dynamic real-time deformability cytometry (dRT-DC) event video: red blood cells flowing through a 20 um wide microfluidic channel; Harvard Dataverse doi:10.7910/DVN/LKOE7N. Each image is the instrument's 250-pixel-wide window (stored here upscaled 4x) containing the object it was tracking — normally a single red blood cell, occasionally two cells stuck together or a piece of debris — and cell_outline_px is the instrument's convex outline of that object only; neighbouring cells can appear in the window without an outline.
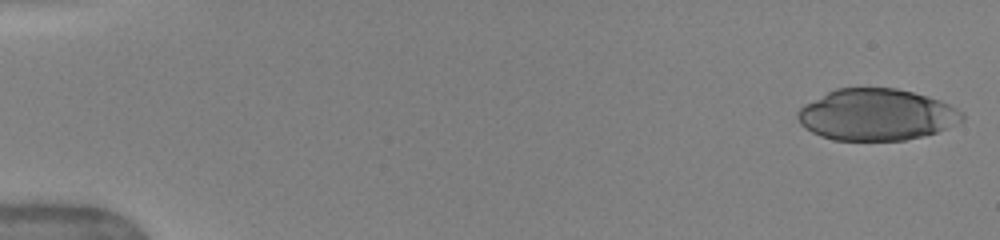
{"species": "human", "species_latin": "Homo sapiens", "temperature_condition": "warm", "stored_images_in_passage": 62, "camera_frame_rate_fps": 3000, "um_per_image_px": 0.085, "donor": {"sex": "female"}, "frame": {"image": 1, "passage_image": 1, "time_ms": 0.0, "image_size_px": [1000, 240], "cell_outline_px": [[964, 120], [948, 128], [936, 132], [904, 140], [832, 140], [820, 136], [804, 128], [800, 124], [796, 116], [796, 112], [804, 104], [836, 88], [896, 88], [928, 96], [940, 100], [964, 112]], "centroid_in_image_um": [74.49, 9.75], "position_along_channel_um": 10.5, "area_um2": 49.48}}
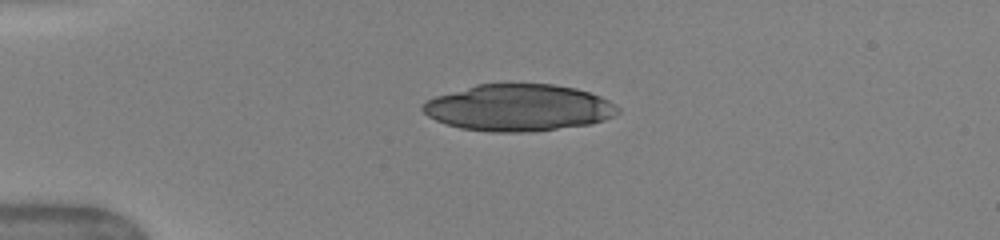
{"frame": {"image": 2, "passage_image": 9, "time_ms": 3.667, "image_size_px": [1000, 240], "cell_outline_px": [[620, 112], [604, 120], [588, 124], [524, 132], [492, 132], [460, 128], [436, 120], [428, 116], [420, 108], [420, 104], [436, 96], [476, 84], [552, 84], [576, 88], [600, 96], [608, 100], [620, 108]], "centroid_in_image_um": [44.06, 9.15], "position_along_channel_um": 40.9, "area_um2": 52.83}}
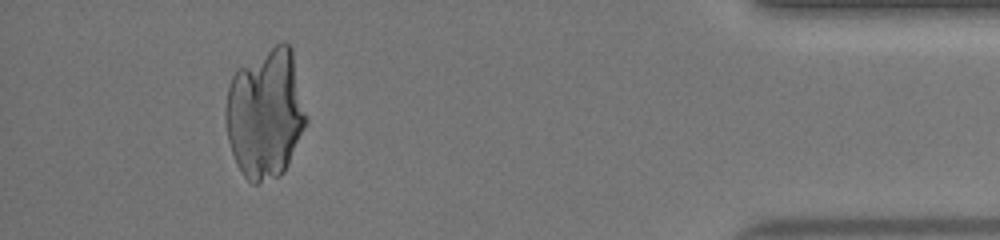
{"frame": {"image": 3, "passage_image": 57, "time_ms": 15.0, "image_size_px": [1000, 240], "cell_outline_px": [[308, 120], [288, 164], [284, 172], [280, 176], [256, 184], [252, 184], [244, 176], [236, 164], [228, 140], [224, 120], [224, 108], [228, 88], [232, 76], [236, 68], [276, 44], [284, 40], [292, 48], [308, 116]], "centroid_in_image_um": [22.55, 9.64], "position_along_channel_um": 412.6, "area_um2": 61.79}}